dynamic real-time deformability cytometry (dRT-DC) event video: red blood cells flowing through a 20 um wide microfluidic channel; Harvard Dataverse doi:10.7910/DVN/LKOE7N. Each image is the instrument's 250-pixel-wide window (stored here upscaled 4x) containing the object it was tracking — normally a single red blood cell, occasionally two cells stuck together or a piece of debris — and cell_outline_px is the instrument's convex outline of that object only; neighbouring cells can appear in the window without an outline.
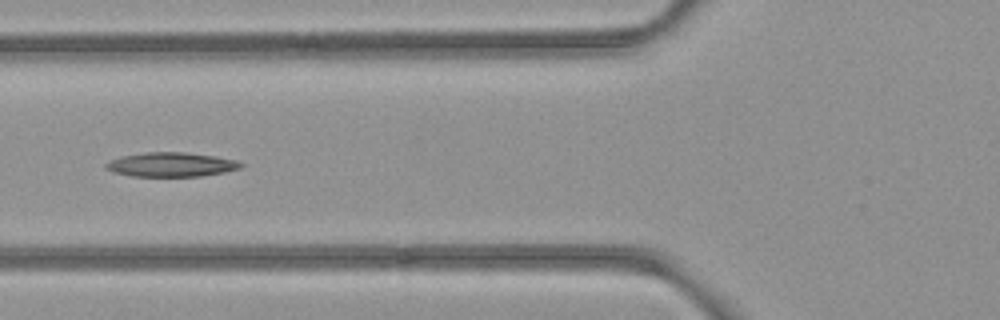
{"species": "common noctule bat (a hibernating species)", "species_latin": "Nyctalus noctula", "temperature_condition": "room temperature", "stored_images_in_passage": 5, "camera_frame_rate_fps": 3000, "um_per_image_px": 0.085, "animal": {"sex": "female", "body_mass_g": 21.9}, "frame": {"image": 1, "passage_image": 4, "time_ms": 1.0, "image_size_px": [1000, 320], "cell_outline_px": [[244, 164], [240, 168], [224, 172], [200, 176], [132, 176], [112, 172], [104, 168], [104, 164], [108, 160], [124, 156], [144, 152], [184, 152], [216, 156], [236, 160]], "centroid_in_image_um": [14.52, 13.98], "position_along_channel_um": 111.3, "area_um2": 19.13}}
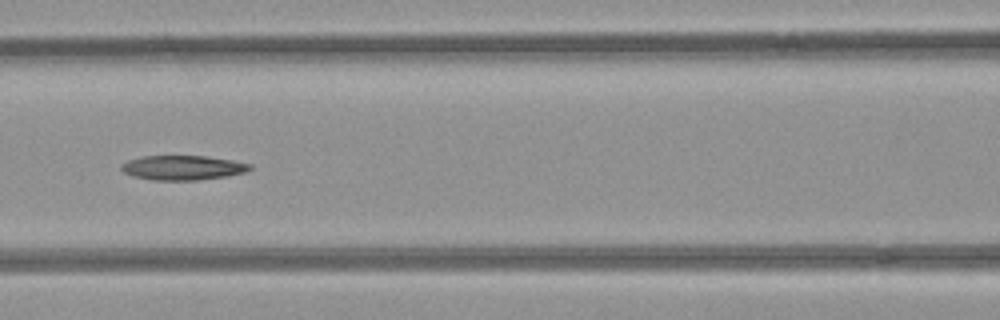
{"frame": {"image": 2, "passage_image": 5, "time_ms": 1.333, "image_size_px": [1000, 320], "cell_outline_px": [[252, 168], [244, 172], [228, 176], [196, 180], [152, 180], [132, 176], [124, 172], [120, 168], [120, 164], [128, 160], [140, 156], [208, 156], [232, 160], [252, 164]], "centroid_in_image_um": [15.51, 14.25], "position_along_channel_um": 151.1, "area_um2": 18.5}}